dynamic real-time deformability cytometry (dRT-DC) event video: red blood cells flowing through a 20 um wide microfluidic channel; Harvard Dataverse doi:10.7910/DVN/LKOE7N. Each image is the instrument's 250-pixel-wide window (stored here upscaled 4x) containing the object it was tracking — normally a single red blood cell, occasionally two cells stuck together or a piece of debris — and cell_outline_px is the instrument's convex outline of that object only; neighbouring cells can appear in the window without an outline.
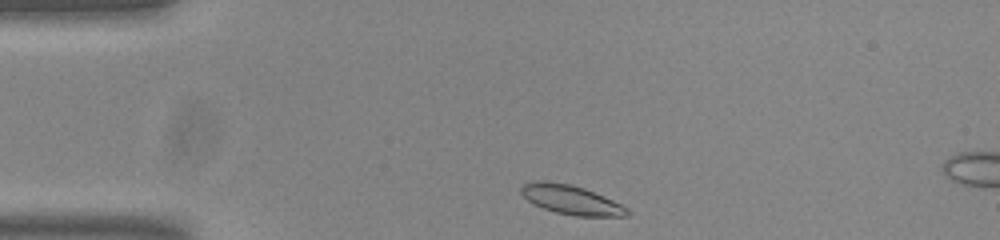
{"species": "common noctule bat (a hibernating species)", "species_latin": "Nyctalus noctula", "temperature_condition": "room temperature", "stored_images_in_passage": 6, "camera_frame_rate_fps": 3000, "um_per_image_px": 0.085, "animal": {"sex": "male", "body_mass_g": 20.0, "forearm_length_mm": 53.3}, "frame": {"image": 1, "passage_image": 2, "time_ms": 0.333, "image_size_px": [1000, 240], "cell_outline_px": [[632, 212], [628, 216], [576, 216], [556, 212], [532, 204], [520, 192], [520, 188], [524, 184], [532, 180], [548, 180], [568, 184], [584, 188], [604, 196], [628, 208]], "centroid_in_image_um": [48.53, 16.97], "position_along_channel_um": 36.5, "area_um2": 18.15}}